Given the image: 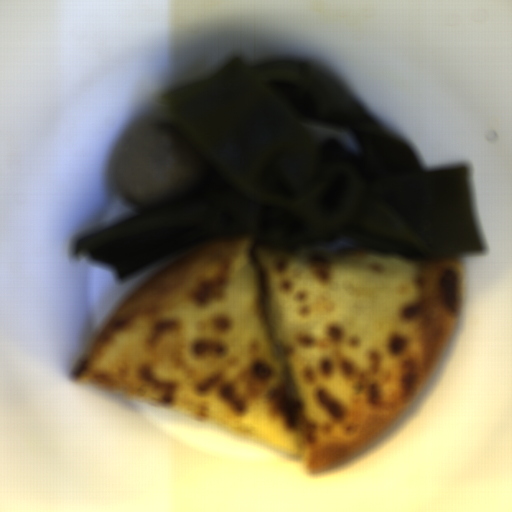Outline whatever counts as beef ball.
<instances>
[{"label": "beef ball", "instance_id": "obj_1", "mask_svg": "<svg viewBox=\"0 0 512 512\" xmlns=\"http://www.w3.org/2000/svg\"><path fill=\"white\" fill-rule=\"evenodd\" d=\"M201 169L199 154L168 123L142 121L121 145L120 200L134 212L158 209L195 184Z\"/></svg>", "mask_w": 512, "mask_h": 512}]
</instances>
